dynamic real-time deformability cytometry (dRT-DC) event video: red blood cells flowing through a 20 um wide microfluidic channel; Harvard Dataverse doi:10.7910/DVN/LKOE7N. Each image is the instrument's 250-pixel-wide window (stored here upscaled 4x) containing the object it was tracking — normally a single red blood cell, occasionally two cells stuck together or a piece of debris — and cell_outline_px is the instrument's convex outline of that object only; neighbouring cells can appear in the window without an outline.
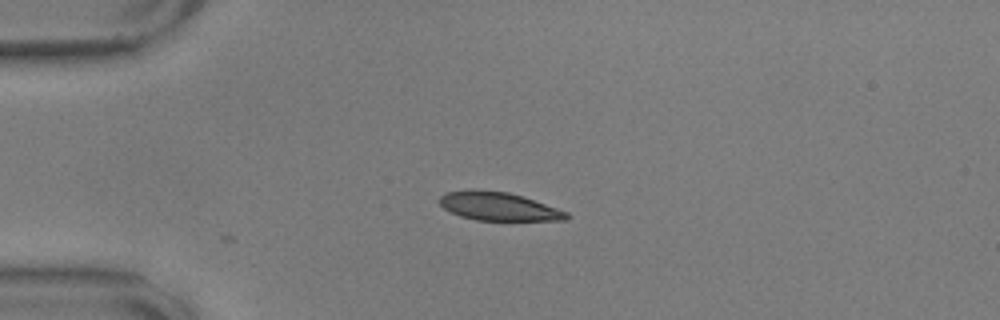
{"species": "common noctule bat (a hibernating species)", "species_latin": "Nyctalus noctula", "temperature_condition": "warm", "stored_images_in_passage": 14, "camera_frame_rate_fps": 3000, "um_per_image_px": 0.085, "animal": {"sex": "male", "body_mass_g": 17.9, "forearm_length_mm": 54.2}, "frame": {"image": 1, "passage_image": 14, "time_ms": 4.333, "image_size_px": [1000, 320], "cell_outline_px": [[568, 220], [476, 220], [460, 216], [444, 208], [440, 204], [440, 196], [444, 192], [468, 188], [508, 192], [524, 196], [568, 212]], "centroid_in_image_um": [42.34, 17.52], "position_along_channel_um": 42.7, "area_um2": 21.15}}